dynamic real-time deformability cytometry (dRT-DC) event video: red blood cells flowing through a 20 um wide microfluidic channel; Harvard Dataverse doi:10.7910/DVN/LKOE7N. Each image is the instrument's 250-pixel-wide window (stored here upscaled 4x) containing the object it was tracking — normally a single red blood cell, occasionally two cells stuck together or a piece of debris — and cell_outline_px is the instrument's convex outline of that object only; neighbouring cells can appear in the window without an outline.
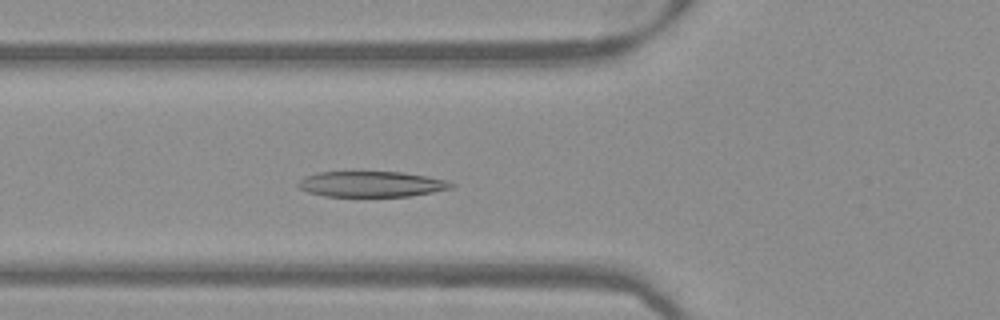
{"species": "Egyptian fruit bat (a non-hibernating species)", "species_latin": "Rousettus aegyptiacus", "temperature_condition": "warm", "stored_images_in_passage": 51, "camera_frame_rate_fps": 3000, "um_per_image_px": 0.085, "frame": {"image": 1, "passage_image": 18, "time_ms": 5.667, "image_size_px": [1000, 320], "cell_outline_px": [[456, 184], [452, 188], [432, 192], [408, 196], [324, 196], [308, 192], [300, 188], [296, 184], [304, 176], [316, 172], [400, 172], [428, 176], [448, 180]], "centroid_in_image_um": [31.57, 15.64], "position_along_channel_um": 94.2, "area_um2": 22.89}}
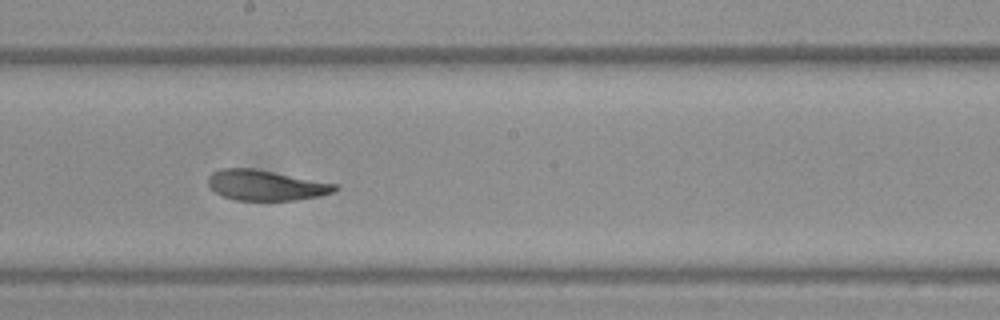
{"frame": {"image": 2, "passage_image": 28, "time_ms": 9.0, "image_size_px": [1000, 320], "cell_outline_px": [[340, 188], [332, 192], [320, 196], [296, 200], [236, 200], [224, 196], [216, 192], [208, 184], [208, 176], [212, 172], [220, 168], [252, 168], [340, 184]], "centroid_in_image_um": [22.63, 15.74], "position_along_channel_um": 225.6, "area_um2": 22.48}}
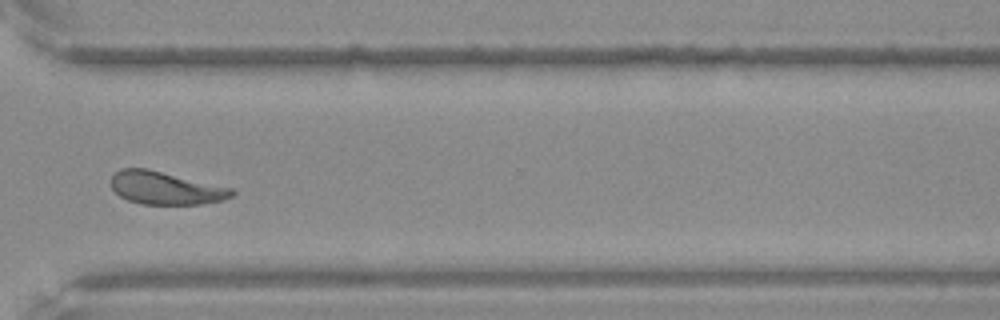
{"frame": {"image": 3, "passage_image": 38, "time_ms": 12.333, "image_size_px": [1000, 320], "cell_outline_px": [[236, 192], [232, 196], [220, 200], [200, 204], [140, 204], [128, 200], [120, 196], [112, 188], [112, 176], [120, 168], [148, 168], [232, 188]], "centroid_in_image_um": [14.06, 15.97], "position_along_channel_um": 356.5, "area_um2": 23.0}}